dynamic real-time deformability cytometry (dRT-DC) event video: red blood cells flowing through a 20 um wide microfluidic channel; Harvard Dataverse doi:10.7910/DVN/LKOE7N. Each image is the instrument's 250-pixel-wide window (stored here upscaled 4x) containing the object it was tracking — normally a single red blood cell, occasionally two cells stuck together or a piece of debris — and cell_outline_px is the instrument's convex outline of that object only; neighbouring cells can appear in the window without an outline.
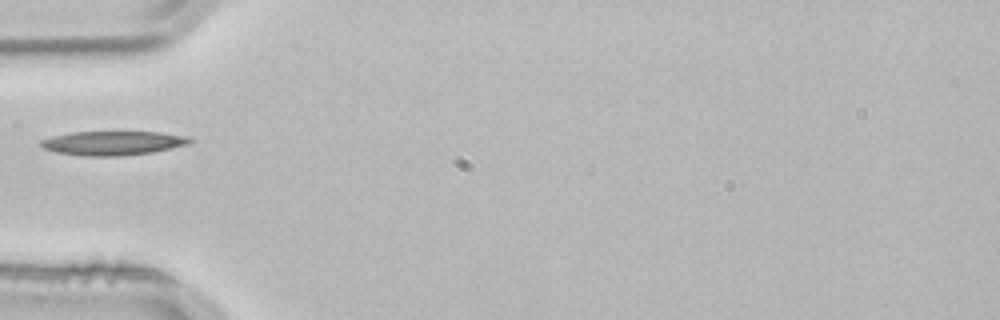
{"species": "common noctule bat (a hibernating species)", "species_latin": "Nyctalus noctula", "temperature_condition": "room temperature", "stored_images_in_passage": 2, "camera_frame_rate_fps": 3000, "um_per_image_px": 0.085, "animal": {"sex": "male", "body_mass_g": 21.5, "forearm_length_mm": 52.0}, "frame": {"image": 1, "passage_image": 2, "time_ms": 0.333, "image_size_px": [1000, 320], "cell_outline_px": [[192, 140], [188, 144], [172, 148], [152, 152], [120, 156], [84, 156], [56, 152], [44, 148], [40, 144], [40, 140], [52, 136], [72, 132], [160, 132], [188, 136]], "centroid_in_image_um": [9.59, 12.16], "position_along_channel_um": 75.4, "area_um2": 20.87}}